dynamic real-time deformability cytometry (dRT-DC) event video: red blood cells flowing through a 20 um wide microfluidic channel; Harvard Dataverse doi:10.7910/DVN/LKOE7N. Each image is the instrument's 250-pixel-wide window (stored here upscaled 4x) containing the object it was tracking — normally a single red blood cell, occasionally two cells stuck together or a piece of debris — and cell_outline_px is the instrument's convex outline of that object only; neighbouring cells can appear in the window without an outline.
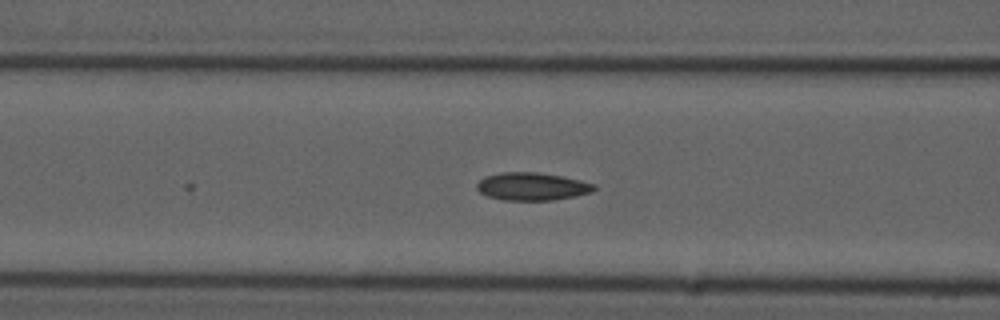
{"species": "common noctule bat (a hibernating species)", "species_latin": "Nyctalus noctula", "temperature_condition": "cold", "stored_images_in_passage": 12, "camera_frame_rate_fps": 3000, "um_per_image_px": 0.085, "animal": {"sex": "male", "forearm_length_mm": 52.5}, "frame": {"image": 1, "passage_image": 12, "time_ms": 3.667, "image_size_px": [1000, 320], "cell_outline_px": [[596, 188], [592, 192], [576, 196], [552, 200], [504, 200], [488, 196], [480, 192], [476, 188], [476, 184], [484, 176], [500, 172], [536, 172], [560, 176], [580, 180], [596, 184]], "centroid_in_image_um": [45.22, 15.84], "position_along_channel_um": 121.4, "area_um2": 19.02}}